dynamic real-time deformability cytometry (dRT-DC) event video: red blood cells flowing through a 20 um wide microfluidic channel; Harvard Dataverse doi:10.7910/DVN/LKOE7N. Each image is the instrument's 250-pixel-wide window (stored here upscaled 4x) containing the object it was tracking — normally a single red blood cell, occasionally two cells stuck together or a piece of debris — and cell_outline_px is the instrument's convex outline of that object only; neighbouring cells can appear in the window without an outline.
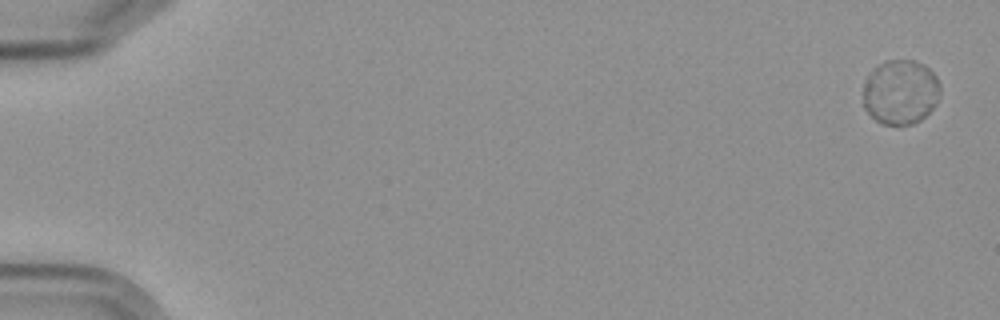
{"species": "Egyptian fruit bat (a non-hibernating species)", "species_latin": "Rousettus aegyptiacus", "temperature_condition": "cold", "stored_images_in_passage": 16, "camera_frame_rate_fps": 3000, "um_per_image_px": 0.085, "frame": {"image": 1, "passage_image": 1, "time_ms": 0.0, "image_size_px": [1000, 320], "cell_outline_px": [[940, 92], [936, 104], [920, 120], [912, 124], [880, 124], [864, 108], [864, 84], [872, 68], [884, 60], [916, 60], [924, 64], [936, 76], [940, 84]], "centroid_in_image_um": [76.54, 7.8], "position_along_channel_um": 8.5, "area_um2": 29.13}}
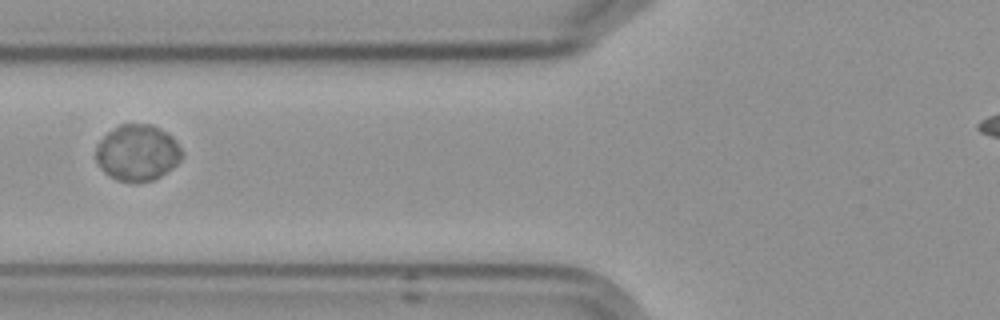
{"frame": {"image": 2, "passage_image": 7, "time_ms": 7.667, "image_size_px": [1000, 320], "cell_outline_px": [[184, 156], [172, 168], [160, 176], [152, 180], [136, 184], [132, 184], [116, 180], [96, 160], [96, 148], [100, 140], [108, 132], [120, 124], [152, 124], [168, 132], [176, 140], [184, 152]], "centroid_in_image_um": [11.73, 12.98], "position_along_channel_um": 114.1, "area_um2": 28.32}, "authors_computed_cell_mechanics": {"area_um2": 28.7555, "velocity_mm_per_s": 3.5088, "shape_relaxation_time_tau1_ms": 4.9941, "shape_relaxation_time_tau2_ms": 3.0888, "deformation_change_tau1": 0.0355, "deformation_change_tau2": null}}